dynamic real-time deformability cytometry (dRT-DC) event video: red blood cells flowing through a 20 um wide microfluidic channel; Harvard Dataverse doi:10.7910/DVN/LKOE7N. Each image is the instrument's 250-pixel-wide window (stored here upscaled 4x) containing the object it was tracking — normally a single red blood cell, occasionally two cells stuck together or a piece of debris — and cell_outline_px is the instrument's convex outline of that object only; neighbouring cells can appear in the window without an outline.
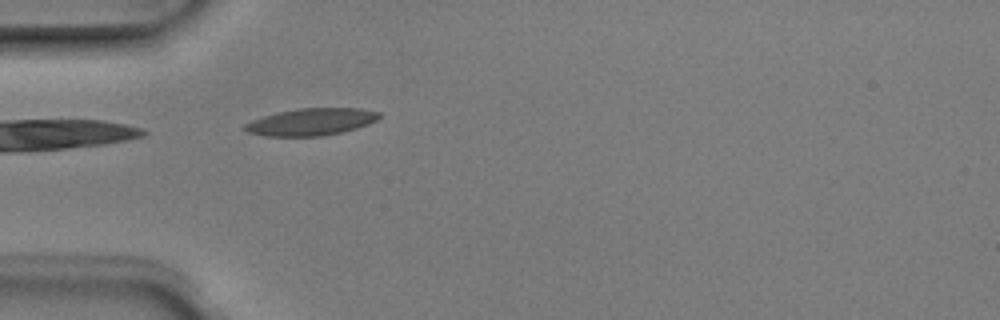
{"species": "Egyptian fruit bat (a non-hibernating species)", "species_latin": "Rousettus aegyptiacus", "temperature_condition": "room temperature", "stored_images_in_passage": 2, "camera_frame_rate_fps": 3000, "um_per_image_px": 0.085, "animal": {"sex": "male"}, "frame": {"image": 1, "passage_image": 2, "time_ms": 0.333, "image_size_px": [1000, 320], "cell_outline_px": [[380, 116], [376, 120], [368, 124], [356, 128], [340, 132], [320, 136], [264, 136], [248, 132], [244, 128], [244, 124], [252, 120], [264, 116], [280, 112], [300, 108], [360, 108], [380, 112]], "centroid_in_image_um": [26.45, 10.35], "position_along_channel_um": 58.5, "area_um2": 20.98}}